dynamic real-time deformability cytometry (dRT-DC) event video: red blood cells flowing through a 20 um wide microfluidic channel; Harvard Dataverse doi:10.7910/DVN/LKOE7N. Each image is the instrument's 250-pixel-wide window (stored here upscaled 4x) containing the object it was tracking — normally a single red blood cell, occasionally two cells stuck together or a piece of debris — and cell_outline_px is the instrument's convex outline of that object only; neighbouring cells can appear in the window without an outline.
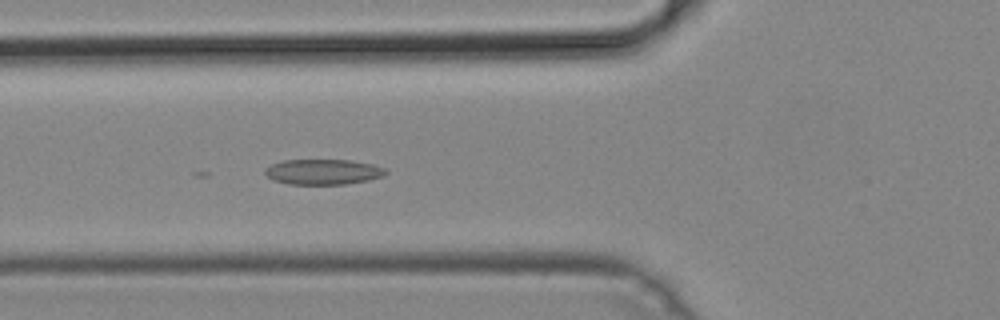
{"species": "common noctule bat (a hibernating species)", "species_latin": "Nyctalus noctula", "temperature_condition": "cold", "stored_images_in_passage": 50, "camera_frame_rate_fps": 3000, "um_per_image_px": 0.085, "animal": {"sex": "male", "body_mass_g": 19.2, "forearm_length_mm": 51.8}, "frame": {"image": 1, "passage_image": 18, "time_ms": 5.667, "image_size_px": [1000, 320], "cell_outline_px": [[388, 172], [384, 176], [368, 180], [344, 184], [288, 184], [272, 180], [264, 172], [264, 168], [272, 164], [284, 160], [352, 160], [372, 164], [384, 168]], "centroid_in_image_um": [27.46, 14.6], "position_along_channel_um": 98.3, "area_um2": 17.86}}
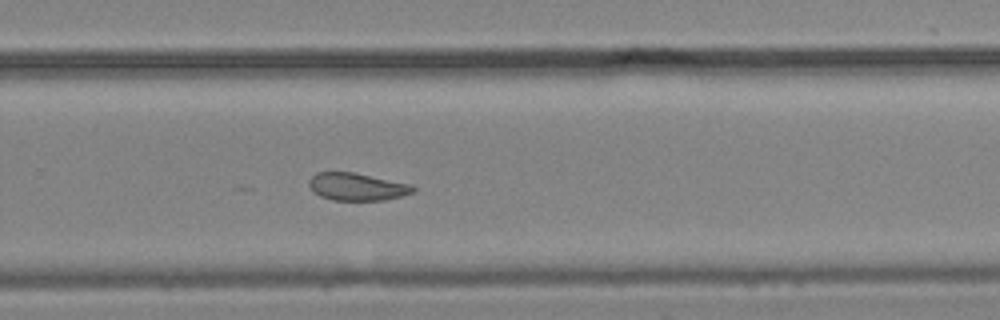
{"frame": {"image": 2, "passage_image": 33, "time_ms": 10.667, "image_size_px": [1000, 320], "cell_outline_px": [[416, 192], [384, 200], [332, 200], [320, 196], [308, 184], [308, 180], [316, 172], [352, 172], [412, 184], [416, 188]], "centroid_in_image_um": [30.37, 15.87], "position_along_channel_um": 299.4, "area_um2": 16.65}}
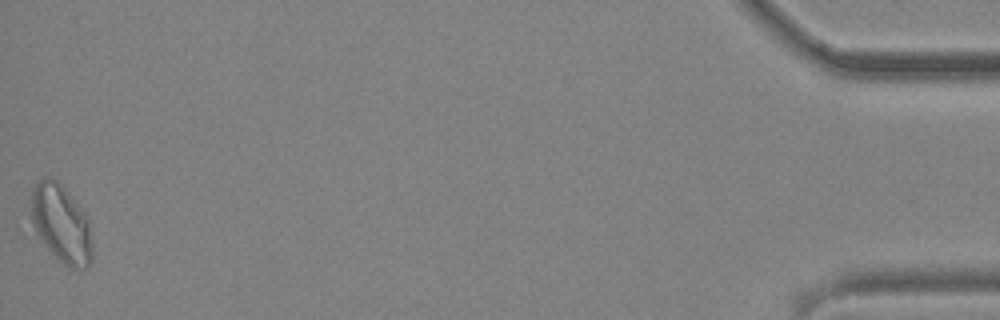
{"frame": {"image": 3, "passage_image": 50, "time_ms": 16.333, "image_size_px": [1000, 320], "cell_outline_px": [[92, 260], [88, 268], [72, 268], [64, 264], [48, 248], [36, 232], [32, 224], [32, 192], [36, 184], [44, 176], [52, 176], [68, 192], [84, 212], [88, 220], [92, 248]], "centroid_in_image_um": [5.22, 19.01], "position_along_channel_um": 430.0, "area_um2": 27.34}}